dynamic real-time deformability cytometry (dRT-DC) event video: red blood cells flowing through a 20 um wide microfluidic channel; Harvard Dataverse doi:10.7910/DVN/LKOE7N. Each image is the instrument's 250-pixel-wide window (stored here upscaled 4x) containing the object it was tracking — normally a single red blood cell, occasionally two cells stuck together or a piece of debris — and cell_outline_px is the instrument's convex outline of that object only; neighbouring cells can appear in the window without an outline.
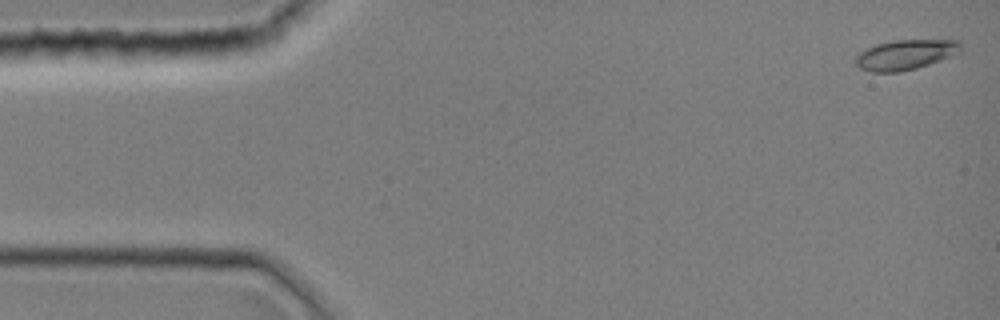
{"species": "common noctule bat (a hibernating species)", "species_latin": "Nyctalus noctula", "temperature_condition": "room temperature", "stored_images_in_passage": 10, "camera_frame_rate_fps": 3000, "um_per_image_px": 0.085, "animal": {"sex": "female", "body_mass_g": 19.0, "forearm_length_mm": 51.5}, "frame": {"image": 1, "passage_image": 1, "time_ms": 0.0, "image_size_px": [1000, 320], "cell_outline_px": [[960, 52], [952, 56], [916, 68], [900, 72], [872, 72], [860, 68], [856, 64], [856, 56], [860, 52], [876, 44], [896, 40], [960, 40]], "centroid_in_image_um": [76.97, 4.65], "position_along_channel_um": 8.0, "area_um2": 18.21}}